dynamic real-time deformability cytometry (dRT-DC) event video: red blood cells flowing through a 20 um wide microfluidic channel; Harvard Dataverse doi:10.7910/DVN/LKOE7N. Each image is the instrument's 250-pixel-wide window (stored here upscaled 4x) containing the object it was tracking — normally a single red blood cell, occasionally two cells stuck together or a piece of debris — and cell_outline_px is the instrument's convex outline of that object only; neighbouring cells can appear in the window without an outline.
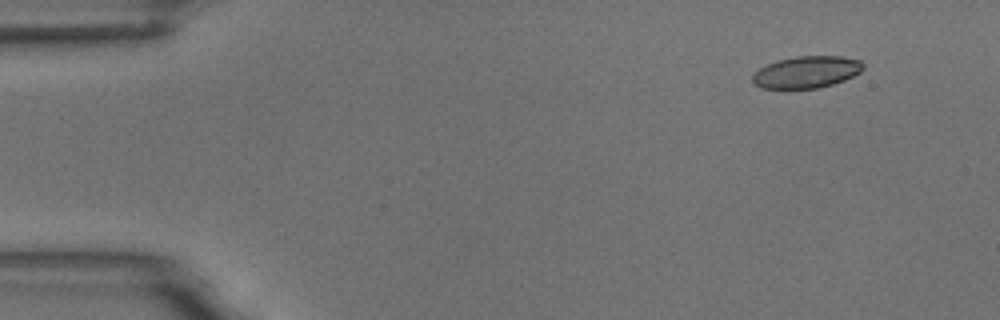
{"species": "common noctule bat (a hibernating species)", "species_latin": "Nyctalus noctula", "temperature_condition": "room temperature", "stored_images_in_passage": 2, "camera_frame_rate_fps": 3000, "um_per_image_px": 0.085, "animal": {"sex": "male", "body_mass_g": 18.8}, "frame": {"image": 1, "passage_image": 2, "time_ms": 1.333, "image_size_px": [1000, 320], "cell_outline_px": [[864, 68], [860, 72], [844, 80], [832, 84], [816, 88], [788, 92], [760, 88], [752, 80], [752, 76], [760, 68], [776, 60], [796, 56], [840, 56], [860, 60], [864, 64]], "centroid_in_image_um": [68.51, 6.17], "position_along_channel_um": 16.5, "area_um2": 21.21}}